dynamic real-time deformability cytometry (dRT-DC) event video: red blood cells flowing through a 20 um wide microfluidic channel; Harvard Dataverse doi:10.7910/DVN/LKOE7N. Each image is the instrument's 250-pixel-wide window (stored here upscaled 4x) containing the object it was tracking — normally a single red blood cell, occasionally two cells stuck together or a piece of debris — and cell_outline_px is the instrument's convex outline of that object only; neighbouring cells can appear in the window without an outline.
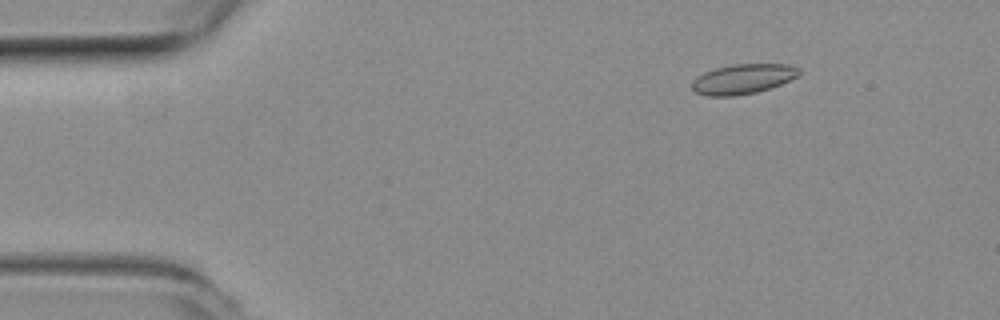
{"species": "common noctule bat (a hibernating species)", "species_latin": "Nyctalus noctula", "temperature_condition": "room temperature", "stored_images_in_passage": 51, "camera_frame_rate_fps": 3000, "um_per_image_px": 0.085, "animal": {"sex": "female", "body_mass_g": 19.3, "forearm_length_mm": 54.1}, "frame": {"image": 1, "passage_image": 7, "time_ms": 2.0, "image_size_px": [1000, 320], "cell_outline_px": [[800, 72], [796, 76], [780, 84], [756, 92], [736, 96], [708, 96], [696, 92], [692, 88], [692, 80], [696, 76], [704, 72], [716, 68], [732, 64], [788, 64], [800, 68]], "centroid_in_image_um": [63.11, 6.71], "position_along_channel_um": 21.9, "area_um2": 18.55}}
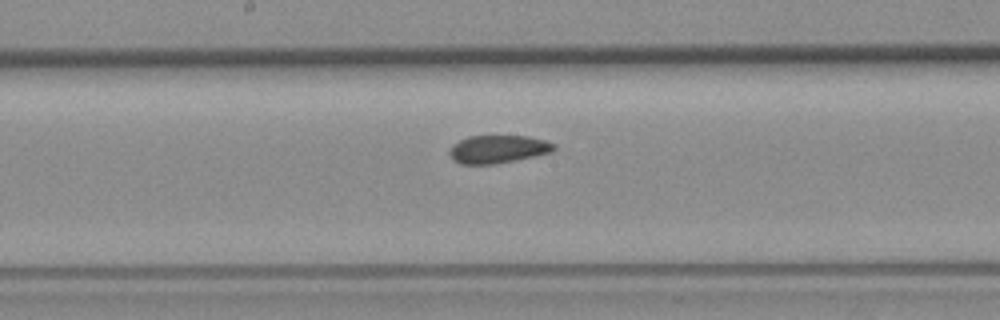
{"frame": {"image": 2, "passage_image": 27, "time_ms": 8.667, "image_size_px": [1000, 320], "cell_outline_px": [[556, 148], [552, 152], [492, 164], [460, 164], [452, 160], [448, 152], [448, 148], [452, 144], [468, 136], [528, 136], [544, 140], [556, 144]], "centroid_in_image_um": [42.27, 12.67], "position_along_channel_um": 205.9, "area_um2": 16.99}}
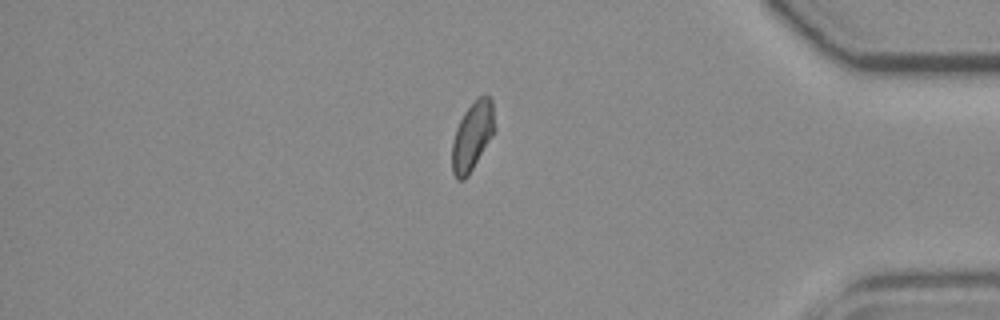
{"frame": {"image": 3, "passage_image": 44, "time_ms": 14.333, "image_size_px": [1000, 320], "cell_outline_px": [[496, 128], [492, 136], [468, 176], [464, 180], [456, 180], [452, 172], [452, 140], [456, 128], [464, 112], [484, 92], [492, 100]], "centroid_in_image_um": [40.15, 11.57], "position_along_channel_um": 395.0, "area_um2": 17.11}, "authors_computed_cell_mechanics": {"area_um2": 17.7446, "velocity_mm_per_s": 3.9316, "shape_relaxation_time_tau1_ms": null, "shape_relaxation_time_tau2_ms": 2.0798, "deformation_change_tau1": null, "deformation_change_tau2": 0.0654}}